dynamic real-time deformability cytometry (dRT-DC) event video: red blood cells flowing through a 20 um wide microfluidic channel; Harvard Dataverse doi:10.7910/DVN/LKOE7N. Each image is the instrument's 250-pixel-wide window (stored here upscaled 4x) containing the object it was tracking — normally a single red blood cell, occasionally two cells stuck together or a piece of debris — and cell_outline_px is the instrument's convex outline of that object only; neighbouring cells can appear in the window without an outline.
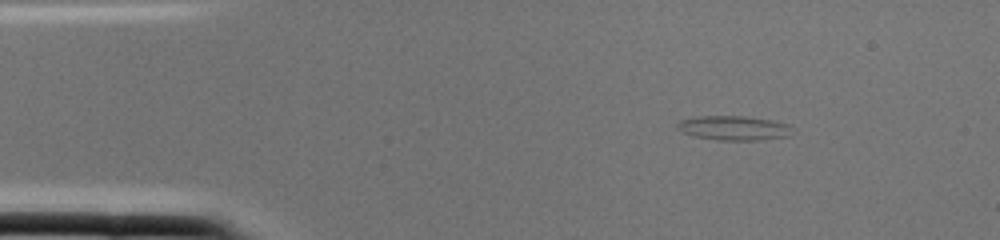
{"species": "common noctule bat (a hibernating species)", "species_latin": "Nyctalus noctula", "temperature_condition": "cold", "stored_images_in_passage": 1, "camera_frame_rate_fps": 3000, "um_per_image_px": 0.085, "animal": {"sex": "female", "body_mass_g": 22.0, "forearm_length_mm": 56.7}, "frame": {"image": 1, "passage_image": 1, "time_ms": 0.0, "image_size_px": [1000, 240], "cell_outline_px": [[792, 128], [788, 136], [760, 140], [716, 140], [696, 136], [684, 132], [676, 128], [676, 124], [680, 120], [696, 116], [744, 116], [772, 120], [788, 124]], "centroid_in_image_um": [62.35, 10.87], "position_along_channel_um": 22.6, "area_um2": 16.3}}